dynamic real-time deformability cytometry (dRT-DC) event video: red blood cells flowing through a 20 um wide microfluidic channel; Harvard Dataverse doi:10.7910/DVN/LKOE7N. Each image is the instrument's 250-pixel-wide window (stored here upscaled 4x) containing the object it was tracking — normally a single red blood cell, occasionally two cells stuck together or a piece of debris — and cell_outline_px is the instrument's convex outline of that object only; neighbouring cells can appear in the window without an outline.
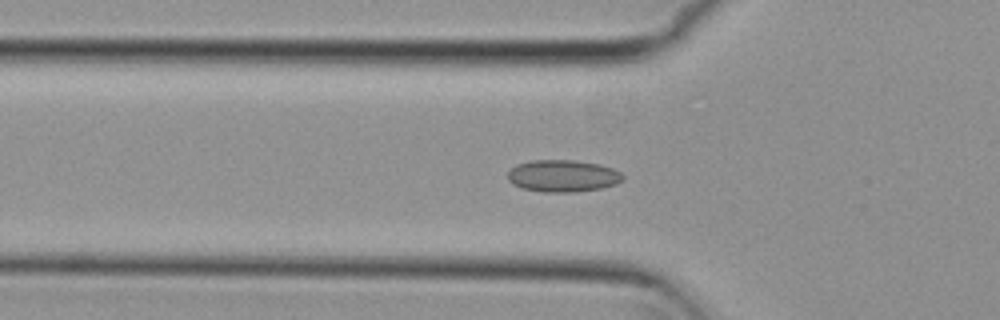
{"species": "common noctule bat (a hibernating species)", "species_latin": "Nyctalus noctula", "temperature_condition": "cold", "stored_images_in_passage": 42, "camera_frame_rate_fps": 3000, "um_per_image_px": 0.085, "animal": {"sex": "female", "body_mass_g": 29.2, "forearm_length_mm": 56.3}, "frame": {"image": 1, "passage_image": 5, "time_ms": 1.333, "image_size_px": [1000, 320], "cell_outline_px": [[624, 180], [616, 184], [600, 188], [572, 192], [544, 192], [520, 188], [512, 184], [508, 180], [508, 172], [516, 164], [532, 160], [572, 160], [600, 164], [612, 168], [620, 172], [624, 176]], "centroid_in_image_um": [47.83, 14.95], "position_along_channel_um": 78.0, "area_um2": 21.56}}
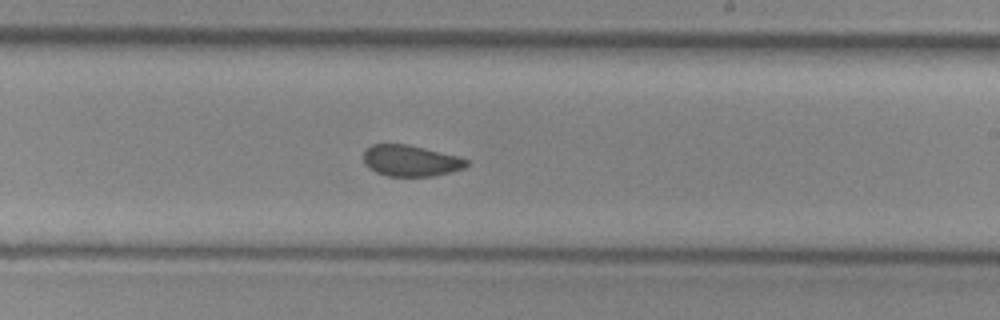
{"frame": {"image": 2, "passage_image": 19, "time_ms": 6.0, "image_size_px": [1000, 320], "cell_outline_px": [[468, 164], [464, 168], [432, 176], [388, 176], [376, 172], [368, 168], [364, 164], [364, 152], [372, 144], [408, 144], [460, 156], [468, 160]], "centroid_in_image_um": [34.9, 13.65], "position_along_channel_um": 254.1, "area_um2": 18.73}}
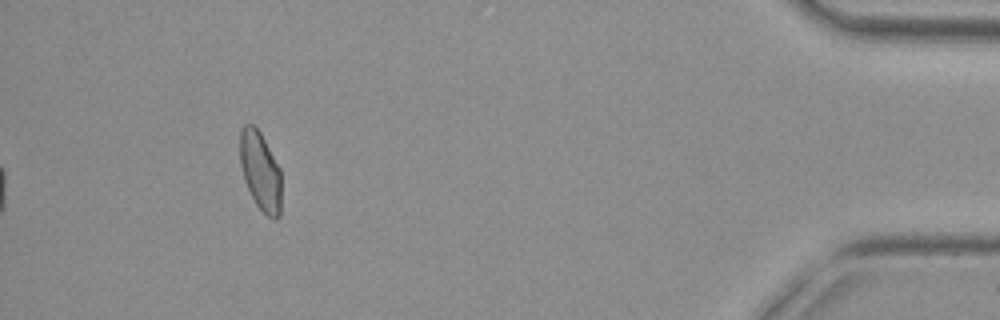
{"frame": {"image": 3, "passage_image": 37, "time_ms": 12.0, "image_size_px": [1000, 320], "cell_outline_px": [[280, 216], [276, 220], [272, 220], [256, 204], [244, 180], [240, 164], [240, 132], [244, 124], [252, 124], [260, 132], [280, 168]], "centroid_in_image_um": [22.13, 14.55], "position_along_channel_um": 413.1, "area_um2": 18.84}, "authors_computed_cell_mechanics": {"area_um2": 19.4208, "velocity_mm_per_s": 3.7673, "shape_relaxation_time_tau1_ms": null, "shape_relaxation_time_tau2_ms": 1.8384, "deformation_change_tau1": null, "deformation_change_tau2": 0.057}}